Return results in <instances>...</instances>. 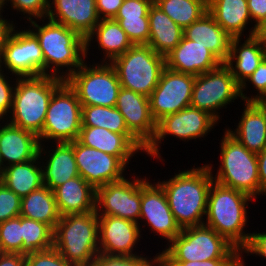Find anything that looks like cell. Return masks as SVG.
I'll use <instances>...</instances> for the list:
<instances>
[{"instance_id": "f546056e", "label": "cell", "mask_w": 266, "mask_h": 266, "mask_svg": "<svg viewBox=\"0 0 266 266\" xmlns=\"http://www.w3.org/2000/svg\"><path fill=\"white\" fill-rule=\"evenodd\" d=\"M150 35L148 44L157 54L166 56L182 40L183 29L153 3L148 12Z\"/></svg>"}, {"instance_id": "7bdbcfd3", "label": "cell", "mask_w": 266, "mask_h": 266, "mask_svg": "<svg viewBox=\"0 0 266 266\" xmlns=\"http://www.w3.org/2000/svg\"><path fill=\"white\" fill-rule=\"evenodd\" d=\"M21 198L0 182V223L20 216Z\"/></svg>"}, {"instance_id": "ffe728a7", "label": "cell", "mask_w": 266, "mask_h": 266, "mask_svg": "<svg viewBox=\"0 0 266 266\" xmlns=\"http://www.w3.org/2000/svg\"><path fill=\"white\" fill-rule=\"evenodd\" d=\"M77 140L85 146L118 157L125 165L135 153L145 152L146 148L133 134H119L102 127H81Z\"/></svg>"}, {"instance_id": "83f0119b", "label": "cell", "mask_w": 266, "mask_h": 266, "mask_svg": "<svg viewBox=\"0 0 266 266\" xmlns=\"http://www.w3.org/2000/svg\"><path fill=\"white\" fill-rule=\"evenodd\" d=\"M43 146L44 144L42 145L41 143L38 155L34 159L4 167L0 182L15 192L20 198L44 186L41 162H37L42 154L47 153Z\"/></svg>"}, {"instance_id": "f35d334b", "label": "cell", "mask_w": 266, "mask_h": 266, "mask_svg": "<svg viewBox=\"0 0 266 266\" xmlns=\"http://www.w3.org/2000/svg\"><path fill=\"white\" fill-rule=\"evenodd\" d=\"M7 2H10L12 9L19 10L23 15L28 14L26 19L31 21L33 20L32 17L45 20L48 15L51 0H1L2 11L5 4L7 5Z\"/></svg>"}, {"instance_id": "681fc988", "label": "cell", "mask_w": 266, "mask_h": 266, "mask_svg": "<svg viewBox=\"0 0 266 266\" xmlns=\"http://www.w3.org/2000/svg\"><path fill=\"white\" fill-rule=\"evenodd\" d=\"M247 4L251 19L256 23L248 35L253 36L256 25L266 18V0H247Z\"/></svg>"}, {"instance_id": "bcb514c9", "label": "cell", "mask_w": 266, "mask_h": 266, "mask_svg": "<svg viewBox=\"0 0 266 266\" xmlns=\"http://www.w3.org/2000/svg\"><path fill=\"white\" fill-rule=\"evenodd\" d=\"M162 266H240V259H213L205 261H158Z\"/></svg>"}, {"instance_id": "2e32d148", "label": "cell", "mask_w": 266, "mask_h": 266, "mask_svg": "<svg viewBox=\"0 0 266 266\" xmlns=\"http://www.w3.org/2000/svg\"><path fill=\"white\" fill-rule=\"evenodd\" d=\"M79 175L95 190L108 183L125 178L126 165L116 156L73 141Z\"/></svg>"}, {"instance_id": "ac0fdd59", "label": "cell", "mask_w": 266, "mask_h": 266, "mask_svg": "<svg viewBox=\"0 0 266 266\" xmlns=\"http://www.w3.org/2000/svg\"><path fill=\"white\" fill-rule=\"evenodd\" d=\"M99 253L109 256H136L133 250L141 238L136 222L116 216H98Z\"/></svg>"}, {"instance_id": "ab89813d", "label": "cell", "mask_w": 266, "mask_h": 266, "mask_svg": "<svg viewBox=\"0 0 266 266\" xmlns=\"http://www.w3.org/2000/svg\"><path fill=\"white\" fill-rule=\"evenodd\" d=\"M150 259L141 255L109 256L99 253L90 266H156L158 264V253L153 259Z\"/></svg>"}, {"instance_id": "6da1fadb", "label": "cell", "mask_w": 266, "mask_h": 266, "mask_svg": "<svg viewBox=\"0 0 266 266\" xmlns=\"http://www.w3.org/2000/svg\"><path fill=\"white\" fill-rule=\"evenodd\" d=\"M210 165L181 171L168 181L157 182L163 188L181 229L204 225L203 217L206 216L208 194L213 182V165Z\"/></svg>"}, {"instance_id": "f1b7e54d", "label": "cell", "mask_w": 266, "mask_h": 266, "mask_svg": "<svg viewBox=\"0 0 266 266\" xmlns=\"http://www.w3.org/2000/svg\"><path fill=\"white\" fill-rule=\"evenodd\" d=\"M55 148L48 151V160L41 164L44 186L54 191L67 180L79 176L74 155L73 142L56 143ZM44 167H43V166Z\"/></svg>"}, {"instance_id": "f907efd6", "label": "cell", "mask_w": 266, "mask_h": 266, "mask_svg": "<svg viewBox=\"0 0 266 266\" xmlns=\"http://www.w3.org/2000/svg\"><path fill=\"white\" fill-rule=\"evenodd\" d=\"M259 181H260V194L266 195V147L257 153Z\"/></svg>"}, {"instance_id": "4dcf8cb0", "label": "cell", "mask_w": 266, "mask_h": 266, "mask_svg": "<svg viewBox=\"0 0 266 266\" xmlns=\"http://www.w3.org/2000/svg\"><path fill=\"white\" fill-rule=\"evenodd\" d=\"M207 12L232 38L241 37L252 20L247 0H208Z\"/></svg>"}, {"instance_id": "484cf974", "label": "cell", "mask_w": 266, "mask_h": 266, "mask_svg": "<svg viewBox=\"0 0 266 266\" xmlns=\"http://www.w3.org/2000/svg\"><path fill=\"white\" fill-rule=\"evenodd\" d=\"M183 36L210 50L222 63L230 53L232 37L206 12L183 30Z\"/></svg>"}, {"instance_id": "6f0895ef", "label": "cell", "mask_w": 266, "mask_h": 266, "mask_svg": "<svg viewBox=\"0 0 266 266\" xmlns=\"http://www.w3.org/2000/svg\"><path fill=\"white\" fill-rule=\"evenodd\" d=\"M261 103L265 106L266 108V99L262 100Z\"/></svg>"}, {"instance_id": "7a4b0ae2", "label": "cell", "mask_w": 266, "mask_h": 266, "mask_svg": "<svg viewBox=\"0 0 266 266\" xmlns=\"http://www.w3.org/2000/svg\"><path fill=\"white\" fill-rule=\"evenodd\" d=\"M30 23L34 29L29 30L38 39L44 56V75L65 80L86 62V39L78 32L50 19L42 26L34 20ZM61 67H66V72Z\"/></svg>"}, {"instance_id": "7402d4cb", "label": "cell", "mask_w": 266, "mask_h": 266, "mask_svg": "<svg viewBox=\"0 0 266 266\" xmlns=\"http://www.w3.org/2000/svg\"><path fill=\"white\" fill-rule=\"evenodd\" d=\"M166 67L198 76L220 66L222 62L206 47L183 36L180 43L165 56Z\"/></svg>"}, {"instance_id": "d6a6232c", "label": "cell", "mask_w": 266, "mask_h": 266, "mask_svg": "<svg viewBox=\"0 0 266 266\" xmlns=\"http://www.w3.org/2000/svg\"><path fill=\"white\" fill-rule=\"evenodd\" d=\"M20 216L45 223L54 230L61 218L54 191L43 186L22 197Z\"/></svg>"}, {"instance_id": "d590c367", "label": "cell", "mask_w": 266, "mask_h": 266, "mask_svg": "<svg viewBox=\"0 0 266 266\" xmlns=\"http://www.w3.org/2000/svg\"><path fill=\"white\" fill-rule=\"evenodd\" d=\"M53 234L49 225L22 216V254L52 248Z\"/></svg>"}, {"instance_id": "4316f807", "label": "cell", "mask_w": 266, "mask_h": 266, "mask_svg": "<svg viewBox=\"0 0 266 266\" xmlns=\"http://www.w3.org/2000/svg\"><path fill=\"white\" fill-rule=\"evenodd\" d=\"M54 195L61 216L95 211L96 190L80 175L58 186Z\"/></svg>"}, {"instance_id": "e575fe53", "label": "cell", "mask_w": 266, "mask_h": 266, "mask_svg": "<svg viewBox=\"0 0 266 266\" xmlns=\"http://www.w3.org/2000/svg\"><path fill=\"white\" fill-rule=\"evenodd\" d=\"M81 127H102L119 134H132L116 107L82 106Z\"/></svg>"}, {"instance_id": "d6986e66", "label": "cell", "mask_w": 266, "mask_h": 266, "mask_svg": "<svg viewBox=\"0 0 266 266\" xmlns=\"http://www.w3.org/2000/svg\"><path fill=\"white\" fill-rule=\"evenodd\" d=\"M116 108L124 117L128 130L147 147L154 139L157 128V122L151 114L149 98L121 87Z\"/></svg>"}, {"instance_id": "8d00e7d4", "label": "cell", "mask_w": 266, "mask_h": 266, "mask_svg": "<svg viewBox=\"0 0 266 266\" xmlns=\"http://www.w3.org/2000/svg\"><path fill=\"white\" fill-rule=\"evenodd\" d=\"M0 240L5 253L22 254V216L0 223Z\"/></svg>"}, {"instance_id": "8992f818", "label": "cell", "mask_w": 266, "mask_h": 266, "mask_svg": "<svg viewBox=\"0 0 266 266\" xmlns=\"http://www.w3.org/2000/svg\"><path fill=\"white\" fill-rule=\"evenodd\" d=\"M170 243L158 253V261L240 259L241 255L225 237L206 225L181 229Z\"/></svg>"}, {"instance_id": "836d02e7", "label": "cell", "mask_w": 266, "mask_h": 266, "mask_svg": "<svg viewBox=\"0 0 266 266\" xmlns=\"http://www.w3.org/2000/svg\"><path fill=\"white\" fill-rule=\"evenodd\" d=\"M183 30L207 12V0H154Z\"/></svg>"}, {"instance_id": "44dd1931", "label": "cell", "mask_w": 266, "mask_h": 266, "mask_svg": "<svg viewBox=\"0 0 266 266\" xmlns=\"http://www.w3.org/2000/svg\"><path fill=\"white\" fill-rule=\"evenodd\" d=\"M49 5L46 19L75 30L85 39L101 20L97 13L96 0H52Z\"/></svg>"}, {"instance_id": "5bb4252c", "label": "cell", "mask_w": 266, "mask_h": 266, "mask_svg": "<svg viewBox=\"0 0 266 266\" xmlns=\"http://www.w3.org/2000/svg\"><path fill=\"white\" fill-rule=\"evenodd\" d=\"M0 62L1 69L5 67L15 77H38L44 75L42 49L38 39L29 29L17 31L14 27L6 40L0 56Z\"/></svg>"}, {"instance_id": "e0dca14e", "label": "cell", "mask_w": 266, "mask_h": 266, "mask_svg": "<svg viewBox=\"0 0 266 266\" xmlns=\"http://www.w3.org/2000/svg\"><path fill=\"white\" fill-rule=\"evenodd\" d=\"M140 219L146 220L154 233L170 243L180 234L181 228L177 225L163 188L145 181L141 185Z\"/></svg>"}, {"instance_id": "74e56055", "label": "cell", "mask_w": 266, "mask_h": 266, "mask_svg": "<svg viewBox=\"0 0 266 266\" xmlns=\"http://www.w3.org/2000/svg\"><path fill=\"white\" fill-rule=\"evenodd\" d=\"M117 21L126 32L128 39L133 45L148 44L150 28L148 17L133 19H113Z\"/></svg>"}, {"instance_id": "d4e9b609", "label": "cell", "mask_w": 266, "mask_h": 266, "mask_svg": "<svg viewBox=\"0 0 266 266\" xmlns=\"http://www.w3.org/2000/svg\"><path fill=\"white\" fill-rule=\"evenodd\" d=\"M236 130L227 129L244 147L254 153L266 147V108L261 102H245Z\"/></svg>"}, {"instance_id": "9a60e30c", "label": "cell", "mask_w": 266, "mask_h": 266, "mask_svg": "<svg viewBox=\"0 0 266 266\" xmlns=\"http://www.w3.org/2000/svg\"><path fill=\"white\" fill-rule=\"evenodd\" d=\"M195 76L164 68L158 85L149 98L151 114L156 122L190 106Z\"/></svg>"}, {"instance_id": "1f68e13d", "label": "cell", "mask_w": 266, "mask_h": 266, "mask_svg": "<svg viewBox=\"0 0 266 266\" xmlns=\"http://www.w3.org/2000/svg\"><path fill=\"white\" fill-rule=\"evenodd\" d=\"M96 37V38H95ZM98 43V48L104 51L103 62L109 63L116 57L125 53L133 44L128 39L126 32L120 24L113 19H101L93 31L86 38V58L88 48L93 39ZM108 60V61H107Z\"/></svg>"}, {"instance_id": "f5cc1de1", "label": "cell", "mask_w": 266, "mask_h": 266, "mask_svg": "<svg viewBox=\"0 0 266 266\" xmlns=\"http://www.w3.org/2000/svg\"><path fill=\"white\" fill-rule=\"evenodd\" d=\"M13 21L10 22L7 19L3 18L0 12V56L2 54L3 48L5 46L7 38L10 36V33L14 29Z\"/></svg>"}, {"instance_id": "3957f363", "label": "cell", "mask_w": 266, "mask_h": 266, "mask_svg": "<svg viewBox=\"0 0 266 266\" xmlns=\"http://www.w3.org/2000/svg\"><path fill=\"white\" fill-rule=\"evenodd\" d=\"M249 195L221 185L213 180L207 202L204 225L225 237L239 251L247 244L251 233H245Z\"/></svg>"}, {"instance_id": "9f6ffc18", "label": "cell", "mask_w": 266, "mask_h": 266, "mask_svg": "<svg viewBox=\"0 0 266 266\" xmlns=\"http://www.w3.org/2000/svg\"><path fill=\"white\" fill-rule=\"evenodd\" d=\"M5 252H4V249H3V247H2V244H1V240H0V255H2V254H4Z\"/></svg>"}, {"instance_id": "c3c4849f", "label": "cell", "mask_w": 266, "mask_h": 266, "mask_svg": "<svg viewBox=\"0 0 266 266\" xmlns=\"http://www.w3.org/2000/svg\"><path fill=\"white\" fill-rule=\"evenodd\" d=\"M124 0H96V9L100 19H113Z\"/></svg>"}, {"instance_id": "8fae6325", "label": "cell", "mask_w": 266, "mask_h": 266, "mask_svg": "<svg viewBox=\"0 0 266 266\" xmlns=\"http://www.w3.org/2000/svg\"><path fill=\"white\" fill-rule=\"evenodd\" d=\"M240 98V85L236 82L226 63L195 76L190 106L203 110L220 119L218 109Z\"/></svg>"}, {"instance_id": "816d5d0a", "label": "cell", "mask_w": 266, "mask_h": 266, "mask_svg": "<svg viewBox=\"0 0 266 266\" xmlns=\"http://www.w3.org/2000/svg\"><path fill=\"white\" fill-rule=\"evenodd\" d=\"M0 266H25V255L21 253H4L0 255Z\"/></svg>"}, {"instance_id": "9c48e42d", "label": "cell", "mask_w": 266, "mask_h": 266, "mask_svg": "<svg viewBox=\"0 0 266 266\" xmlns=\"http://www.w3.org/2000/svg\"><path fill=\"white\" fill-rule=\"evenodd\" d=\"M82 106L76 92L64 81L49 102L39 142H73L78 139L82 126ZM45 139V140H43Z\"/></svg>"}, {"instance_id": "f6af8a7d", "label": "cell", "mask_w": 266, "mask_h": 266, "mask_svg": "<svg viewBox=\"0 0 266 266\" xmlns=\"http://www.w3.org/2000/svg\"><path fill=\"white\" fill-rule=\"evenodd\" d=\"M3 72L4 71L0 72V121L8 115L7 113H11L15 89L14 86H16V83H14V85L9 84L10 79L8 81Z\"/></svg>"}, {"instance_id": "cb8c5ba5", "label": "cell", "mask_w": 266, "mask_h": 266, "mask_svg": "<svg viewBox=\"0 0 266 266\" xmlns=\"http://www.w3.org/2000/svg\"><path fill=\"white\" fill-rule=\"evenodd\" d=\"M240 41V37L232 38L226 65L230 68L236 82L241 86L266 57V45L254 35L246 37L241 45L239 44Z\"/></svg>"}, {"instance_id": "277c9868", "label": "cell", "mask_w": 266, "mask_h": 266, "mask_svg": "<svg viewBox=\"0 0 266 266\" xmlns=\"http://www.w3.org/2000/svg\"><path fill=\"white\" fill-rule=\"evenodd\" d=\"M13 80H16V86L9 123L38 137L44 126L53 92L65 80L51 75L16 77Z\"/></svg>"}, {"instance_id": "11a10c76", "label": "cell", "mask_w": 266, "mask_h": 266, "mask_svg": "<svg viewBox=\"0 0 266 266\" xmlns=\"http://www.w3.org/2000/svg\"><path fill=\"white\" fill-rule=\"evenodd\" d=\"M3 170H4V166H3V162H2L1 156H0V177H1L2 173H3Z\"/></svg>"}, {"instance_id": "db71d44e", "label": "cell", "mask_w": 266, "mask_h": 266, "mask_svg": "<svg viewBox=\"0 0 266 266\" xmlns=\"http://www.w3.org/2000/svg\"><path fill=\"white\" fill-rule=\"evenodd\" d=\"M254 36L266 45V18L256 25Z\"/></svg>"}, {"instance_id": "60d3db41", "label": "cell", "mask_w": 266, "mask_h": 266, "mask_svg": "<svg viewBox=\"0 0 266 266\" xmlns=\"http://www.w3.org/2000/svg\"><path fill=\"white\" fill-rule=\"evenodd\" d=\"M246 82L252 83L253 87L258 91L257 95L247 97L245 93H243L247 87ZM240 95L244 102H261L266 99V57L261 61L258 68L240 86Z\"/></svg>"}, {"instance_id": "52a82bcc", "label": "cell", "mask_w": 266, "mask_h": 266, "mask_svg": "<svg viewBox=\"0 0 266 266\" xmlns=\"http://www.w3.org/2000/svg\"><path fill=\"white\" fill-rule=\"evenodd\" d=\"M222 138L221 165L213 180L256 199L260 195L257 153L249 151L227 129Z\"/></svg>"}, {"instance_id": "b9f144b4", "label": "cell", "mask_w": 266, "mask_h": 266, "mask_svg": "<svg viewBox=\"0 0 266 266\" xmlns=\"http://www.w3.org/2000/svg\"><path fill=\"white\" fill-rule=\"evenodd\" d=\"M25 266H73L56 248L27 253Z\"/></svg>"}, {"instance_id": "30bf717a", "label": "cell", "mask_w": 266, "mask_h": 266, "mask_svg": "<svg viewBox=\"0 0 266 266\" xmlns=\"http://www.w3.org/2000/svg\"><path fill=\"white\" fill-rule=\"evenodd\" d=\"M86 64L65 79L76 92L81 106L116 107L121 85L114 67L102 61L89 67Z\"/></svg>"}, {"instance_id": "7dc6e473", "label": "cell", "mask_w": 266, "mask_h": 266, "mask_svg": "<svg viewBox=\"0 0 266 266\" xmlns=\"http://www.w3.org/2000/svg\"><path fill=\"white\" fill-rule=\"evenodd\" d=\"M240 251V254L251 253L266 259V233H251L247 244Z\"/></svg>"}, {"instance_id": "5b68a950", "label": "cell", "mask_w": 266, "mask_h": 266, "mask_svg": "<svg viewBox=\"0 0 266 266\" xmlns=\"http://www.w3.org/2000/svg\"><path fill=\"white\" fill-rule=\"evenodd\" d=\"M96 211L61 216L54 228L53 247L73 266H90L99 254Z\"/></svg>"}, {"instance_id": "603a6c76", "label": "cell", "mask_w": 266, "mask_h": 266, "mask_svg": "<svg viewBox=\"0 0 266 266\" xmlns=\"http://www.w3.org/2000/svg\"><path fill=\"white\" fill-rule=\"evenodd\" d=\"M39 146V139L32 132L11 123L0 124V156L4 167L34 159Z\"/></svg>"}, {"instance_id": "ba28073f", "label": "cell", "mask_w": 266, "mask_h": 266, "mask_svg": "<svg viewBox=\"0 0 266 266\" xmlns=\"http://www.w3.org/2000/svg\"><path fill=\"white\" fill-rule=\"evenodd\" d=\"M114 67L122 88L149 97L158 85L166 67L165 57L147 44L132 45L125 53L114 58Z\"/></svg>"}, {"instance_id": "7c38bea8", "label": "cell", "mask_w": 266, "mask_h": 266, "mask_svg": "<svg viewBox=\"0 0 266 266\" xmlns=\"http://www.w3.org/2000/svg\"><path fill=\"white\" fill-rule=\"evenodd\" d=\"M218 121L209 113L188 106L175 114L163 117L157 122L156 134L145 152L154 158H161L159 143L166 135H173L184 141L201 138L211 131ZM159 147V148H158Z\"/></svg>"}, {"instance_id": "680465c9", "label": "cell", "mask_w": 266, "mask_h": 266, "mask_svg": "<svg viewBox=\"0 0 266 266\" xmlns=\"http://www.w3.org/2000/svg\"><path fill=\"white\" fill-rule=\"evenodd\" d=\"M0 12H2V7H1V0H0Z\"/></svg>"}, {"instance_id": "ee69618b", "label": "cell", "mask_w": 266, "mask_h": 266, "mask_svg": "<svg viewBox=\"0 0 266 266\" xmlns=\"http://www.w3.org/2000/svg\"><path fill=\"white\" fill-rule=\"evenodd\" d=\"M154 0H124L113 19H133L148 17V12Z\"/></svg>"}, {"instance_id": "4fadbf2b", "label": "cell", "mask_w": 266, "mask_h": 266, "mask_svg": "<svg viewBox=\"0 0 266 266\" xmlns=\"http://www.w3.org/2000/svg\"><path fill=\"white\" fill-rule=\"evenodd\" d=\"M147 178L108 183L96 189L95 211L98 216H116L138 223L140 219L141 185ZM139 218V219H138Z\"/></svg>"}]
</instances>
